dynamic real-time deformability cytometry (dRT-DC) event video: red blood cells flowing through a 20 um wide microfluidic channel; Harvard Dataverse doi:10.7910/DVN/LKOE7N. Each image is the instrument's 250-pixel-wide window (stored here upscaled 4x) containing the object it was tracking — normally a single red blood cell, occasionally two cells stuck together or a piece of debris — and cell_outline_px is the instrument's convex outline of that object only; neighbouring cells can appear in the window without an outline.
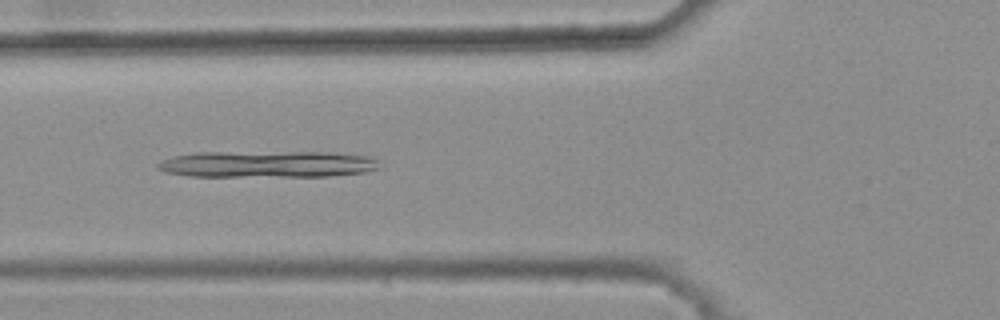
{"species": "common noctule bat (a hibernating species)", "species_latin": "Nyctalus noctula", "temperature_condition": "warm", "stored_images_in_passage": 43, "camera_frame_rate_fps": 3000, "um_per_image_px": 0.085, "animal": {"sex": "female", "body_mass_g": 25.1}, "frame": {"image": 1, "passage_image": 17, "time_ms": 5.333, "image_size_px": [1000, 320], "cell_outline_px": [[380, 168], [364, 172], [328, 176], [188, 176], [168, 172], [156, 168], [156, 164], [172, 156], [196, 152], [332, 152], [368, 156], [380, 160]], "centroid_in_image_um": [22.76, 13.94], "position_along_channel_um": 103.0, "area_um2": 34.51}}
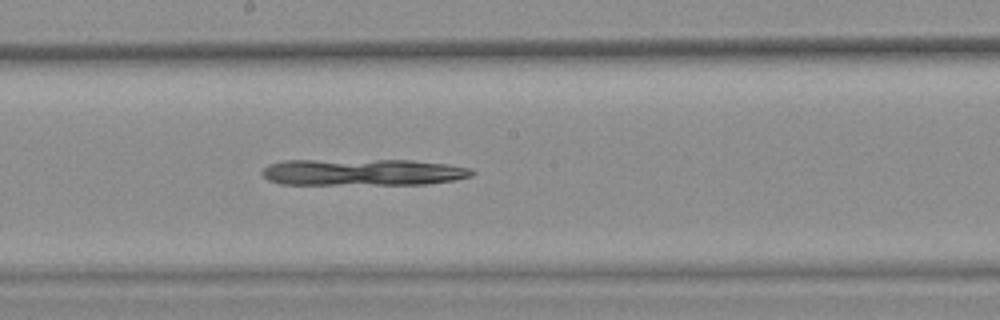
{"frame": {"image": 2, "passage_image": 26, "time_ms": 8.333, "image_size_px": [1000, 320], "cell_outline_px": [[476, 172], [472, 176], [456, 180], [428, 184], [280, 184], [268, 180], [260, 172], [268, 164], [280, 160], [412, 160], [448, 164], [468, 168]], "centroid_in_image_um": [30.83, 14.63], "position_along_channel_um": 217.4, "area_um2": 32.83}}
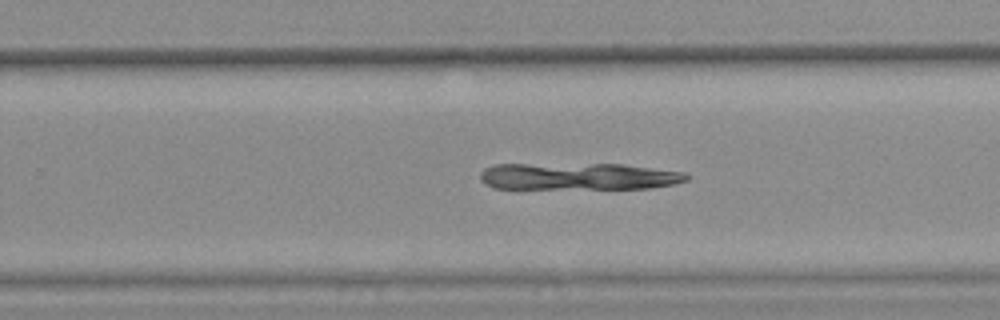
{"frame": {"image": 3, "passage_image": 31, "time_ms": 10.0, "image_size_px": [1000, 320], "cell_outline_px": [[688, 180], [672, 184], [648, 188], [492, 188], [484, 184], [480, 180], [480, 172], [484, 168], [492, 164], [620, 164], [680, 172], [688, 176]], "centroid_in_image_um": [49.04, 14.99], "position_along_channel_um": 280.8, "area_um2": 32.14}}